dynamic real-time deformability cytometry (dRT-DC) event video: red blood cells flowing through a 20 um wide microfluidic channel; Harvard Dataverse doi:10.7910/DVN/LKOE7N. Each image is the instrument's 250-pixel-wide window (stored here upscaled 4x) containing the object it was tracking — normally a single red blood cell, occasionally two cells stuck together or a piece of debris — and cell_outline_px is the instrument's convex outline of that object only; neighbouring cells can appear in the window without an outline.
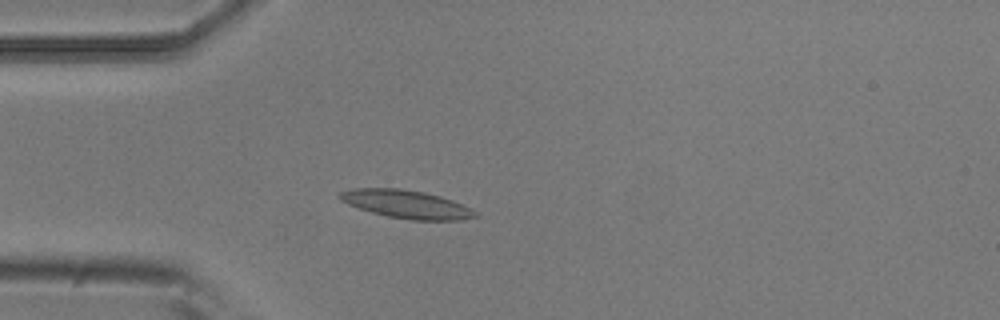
{"species": "common noctule bat (a hibernating species)", "species_latin": "Nyctalus noctula", "temperature_condition": "room temperature", "stored_images_in_passage": 4, "camera_frame_rate_fps": 3000, "um_per_image_px": 0.085, "animal": {"sex": "male", "body_mass_g": 20.5, "forearm_length_mm": 52.5}, "frame": {"image": 1, "passage_image": 4, "time_ms": 1.0, "image_size_px": [1000, 320], "cell_outline_px": [[480, 216], [464, 220], [412, 220], [388, 216], [372, 212], [348, 204], [340, 200], [336, 196], [340, 192], [352, 188], [400, 188], [424, 192], [440, 196], [452, 200], [472, 208]], "centroid_in_image_um": [34.57, 17.35], "position_along_channel_um": 50.4, "area_um2": 22.31}}